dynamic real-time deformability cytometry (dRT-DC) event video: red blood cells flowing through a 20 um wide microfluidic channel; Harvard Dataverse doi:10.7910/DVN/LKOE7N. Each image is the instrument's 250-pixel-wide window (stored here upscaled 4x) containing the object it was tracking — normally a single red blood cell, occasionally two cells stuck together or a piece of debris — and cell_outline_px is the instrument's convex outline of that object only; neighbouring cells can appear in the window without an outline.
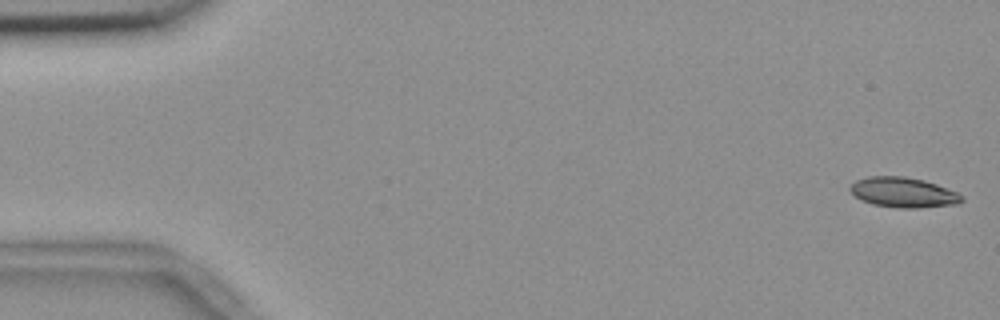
{"species": "common noctule bat (a hibernating species)", "species_latin": "Nyctalus noctula", "temperature_condition": "room temperature", "stored_images_in_passage": 55, "camera_frame_rate_fps": 3000, "um_per_image_px": 0.085, "animal": {"sex": "female", "body_mass_g": 18.4}, "frame": {"image": 1, "passage_image": 1, "time_ms": 0.0, "image_size_px": [1000, 320], "cell_outline_px": [[964, 200], [956, 204], [916, 208], [896, 208], [872, 204], [860, 200], [848, 188], [856, 180], [868, 176], [904, 176], [924, 180], [936, 184], [956, 192], [964, 196]], "centroid_in_image_um": [76.77, 16.35], "position_along_channel_um": 8.2, "area_um2": 19.59}}
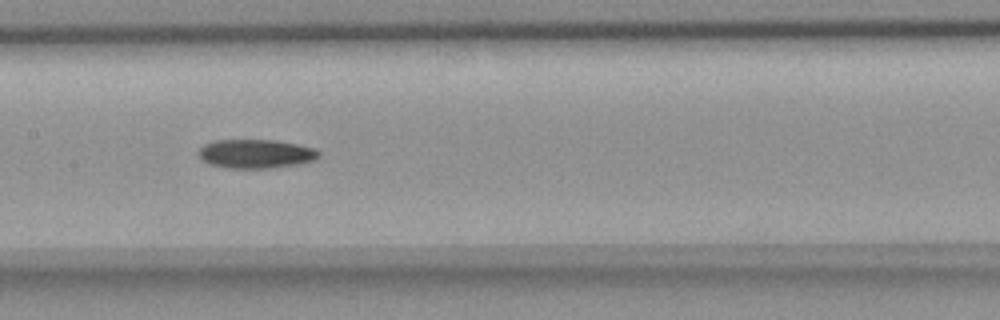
{"frame": {"image": 2, "passage_image": 27, "time_ms": 8.667, "image_size_px": [1000, 320], "cell_outline_px": [[320, 156], [316, 160], [300, 164], [272, 168], [224, 168], [208, 164], [200, 156], [200, 148], [204, 144], [212, 140], [276, 140], [316, 148], [320, 152]], "centroid_in_image_um": [21.78, 13.07], "position_along_channel_um": 185.6, "area_um2": 20.46}}
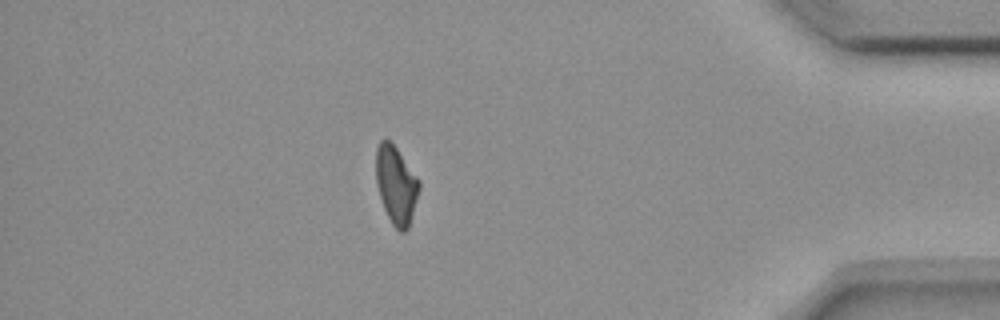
{"frame": {"image": 3, "passage_image": 48, "time_ms": 15.667, "image_size_px": [1000, 320], "cell_outline_px": [[420, 188], [408, 228], [404, 232], [400, 232], [392, 224], [384, 208], [376, 184], [376, 148], [380, 140], [388, 140], [396, 148], [420, 180]], "centroid_in_image_um": [33.67, 15.72], "position_along_channel_um": 401.5, "area_um2": 19.36}, "authors_computed_cell_mechanics": {"area_um2": 19.9988, "velocity_mm_per_s": 3.6781, "shape_relaxation_time_tau1_ms": 6.5419, "shape_relaxation_time_tau2_ms": null, "deformation_change_tau1": 0.1663, "deformation_change_tau2": null}}